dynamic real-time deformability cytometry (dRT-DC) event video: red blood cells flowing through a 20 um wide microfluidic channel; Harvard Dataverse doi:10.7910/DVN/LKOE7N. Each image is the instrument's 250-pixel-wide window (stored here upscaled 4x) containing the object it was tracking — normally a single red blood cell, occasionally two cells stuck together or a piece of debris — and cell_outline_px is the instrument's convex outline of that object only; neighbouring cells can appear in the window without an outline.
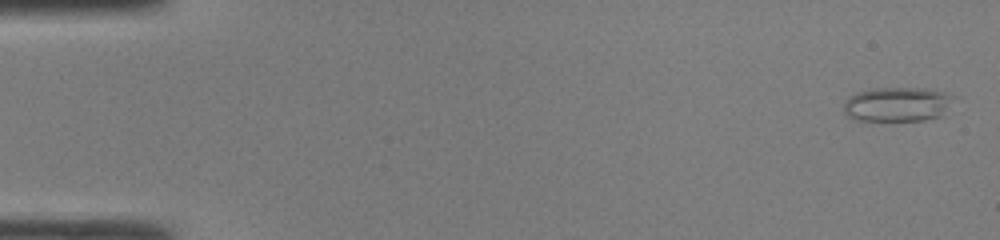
{"species": "common noctule bat (a hibernating species)", "species_latin": "Nyctalus noctula", "temperature_condition": "room temperature", "stored_images_in_passage": 48, "camera_frame_rate_fps": 3000, "um_per_image_px": 0.085, "animal": {"sex": "male", "body_mass_g": 19.0, "forearm_length_mm": 50.8}, "frame": {"image": 1, "passage_image": 2, "time_ms": 0.333, "image_size_px": [1000, 240], "cell_outline_px": [[956, 96], [944, 116], [924, 120], [856, 120], [848, 116], [844, 112], [844, 100], [848, 96], [856, 92], [872, 88], [928, 88], [944, 92]], "centroid_in_image_um": [76.3, 8.85], "position_along_channel_um": 8.7, "area_um2": 22.48}}
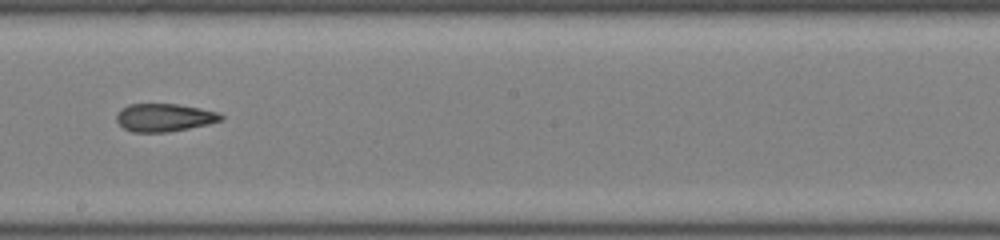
{"frame": {"image": 2, "passage_image": 28, "time_ms": 9.0, "image_size_px": [1000, 240], "cell_outline_px": [[224, 120], [208, 124], [168, 132], [132, 132], [124, 128], [116, 120], [116, 116], [120, 108], [128, 104], [176, 104], [200, 108], [216, 112], [224, 116]], "centroid_in_image_um": [13.95, 9.99], "position_along_channel_um": 234.2, "area_um2": 16.99}}
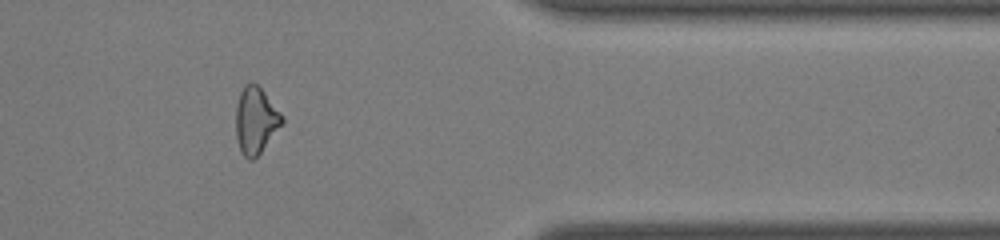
{"frame": {"image": 3, "passage_image": 40, "time_ms": 13.0, "image_size_px": [1000, 240], "cell_outline_px": [[284, 124], [260, 152], [252, 160], [248, 160], [240, 152], [236, 140], [236, 104], [240, 92], [244, 84], [252, 80], [264, 92], [284, 116]], "centroid_in_image_um": [21.73, 10.23], "position_along_channel_um": 389.7, "area_um2": 18.21}, "authors_computed_cell_mechanics": {"area_um2": 18.1492, "velocity_mm_per_s": 4.3165, "shape_relaxation_time_tau1_ms": null, "shape_relaxation_time_tau2_ms": 4.5621, "deformation_change_tau1": null, "deformation_change_tau2": 0.1552}}